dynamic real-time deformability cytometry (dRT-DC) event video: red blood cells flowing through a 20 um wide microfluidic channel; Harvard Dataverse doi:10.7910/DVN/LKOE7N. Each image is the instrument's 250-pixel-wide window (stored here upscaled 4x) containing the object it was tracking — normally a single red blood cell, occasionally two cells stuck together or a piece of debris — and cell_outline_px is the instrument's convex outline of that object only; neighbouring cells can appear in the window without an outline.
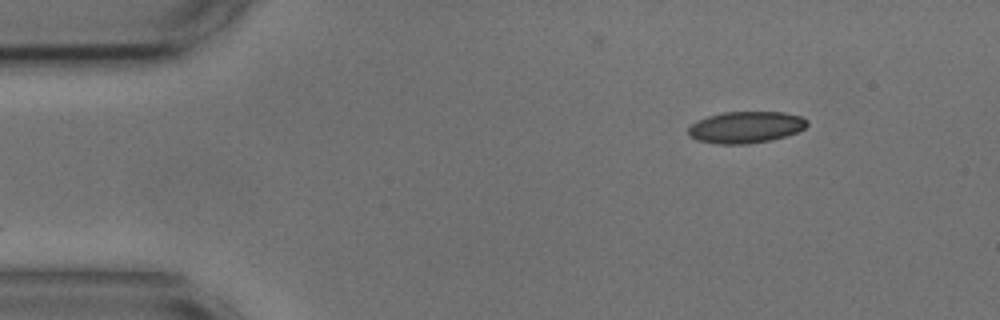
{"species": "common noctule bat (a hibernating species)", "species_latin": "Nyctalus noctula", "temperature_condition": "cold", "stored_images_in_passage": 48, "camera_frame_rate_fps": 3000, "um_per_image_px": 0.085, "animal": {"sex": "male", "body_mass_g": 17.9, "forearm_length_mm": 54.2}, "frame": {"image": 1, "passage_image": 1, "time_ms": 0.0, "image_size_px": [1000, 320], "cell_outline_px": [[808, 124], [804, 128], [796, 132], [772, 140], [748, 144], [716, 144], [696, 140], [688, 132], [688, 128], [692, 124], [708, 116], [724, 112], [784, 112], [800, 116], [808, 120]], "centroid_in_image_um": [63.41, 10.82], "position_along_channel_um": 21.6, "area_um2": 21.79}}
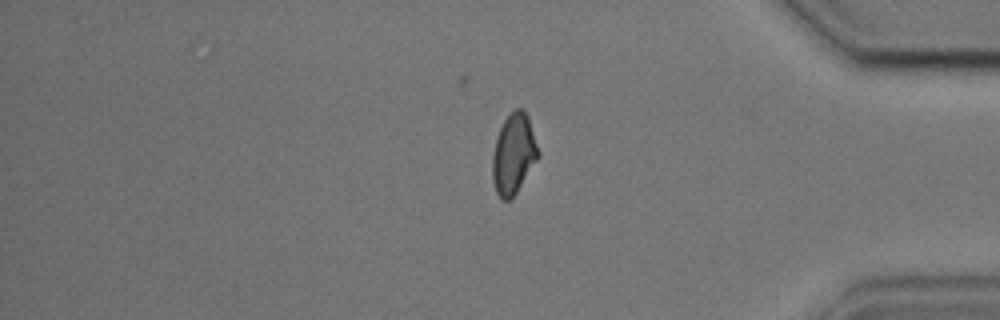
{"frame": {"image": 2, "passage_image": 39, "time_ms": 12.667, "image_size_px": [1000, 320], "cell_outline_px": [[540, 156], [516, 192], [508, 200], [500, 200], [496, 192], [492, 176], [492, 156], [496, 140], [500, 128], [504, 120], [516, 108], [524, 108], [528, 116], [540, 152]], "centroid_in_image_um": [43.67, 13.08], "position_along_channel_um": 391.5, "area_um2": 21.33}}
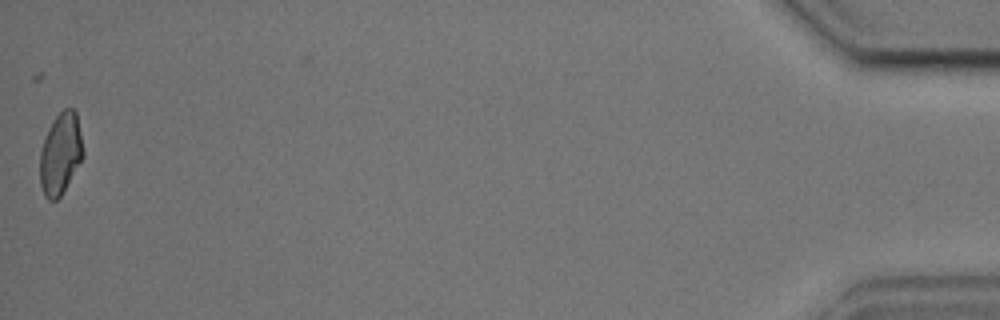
{"frame": {"image": 3, "passage_image": 48, "time_ms": 15.667, "image_size_px": [1000, 320], "cell_outline_px": [[84, 156], [60, 196], [56, 200], [48, 200], [44, 196], [40, 184], [40, 152], [48, 128], [52, 120], [64, 108], [72, 108], [76, 112], [84, 152]], "centroid_in_image_um": [5.13, 13.06], "position_along_channel_um": 430.1, "area_um2": 20.4}, "authors_computed_cell_mechanics": {"area_um2": 21.4727, "velocity_mm_per_s": 3.6688, "shape_relaxation_time_tau1_ms": null, "shape_relaxation_time_tau2_ms": 2.4971, "deformation_change_tau1": null, "deformation_change_tau2": 0.0755}}